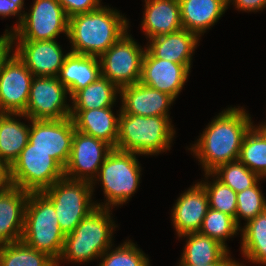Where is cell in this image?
<instances>
[{"mask_svg": "<svg viewBox=\"0 0 266 266\" xmlns=\"http://www.w3.org/2000/svg\"><path fill=\"white\" fill-rule=\"evenodd\" d=\"M237 107L230 106L215 116L196 143L188 148L200 162L204 173L238 160L243 138L253 122L243 107Z\"/></svg>", "mask_w": 266, "mask_h": 266, "instance_id": "6da1fadb", "label": "cell"}, {"mask_svg": "<svg viewBox=\"0 0 266 266\" xmlns=\"http://www.w3.org/2000/svg\"><path fill=\"white\" fill-rule=\"evenodd\" d=\"M129 21L109 6L73 15L69 18L70 52L100 57L128 32Z\"/></svg>", "mask_w": 266, "mask_h": 266, "instance_id": "7a4b0ae2", "label": "cell"}, {"mask_svg": "<svg viewBox=\"0 0 266 266\" xmlns=\"http://www.w3.org/2000/svg\"><path fill=\"white\" fill-rule=\"evenodd\" d=\"M111 209L97 207L76 228L65 235L62 255L57 262L84 263L98 259L113 246V231L117 225L111 218Z\"/></svg>", "mask_w": 266, "mask_h": 266, "instance_id": "3957f363", "label": "cell"}, {"mask_svg": "<svg viewBox=\"0 0 266 266\" xmlns=\"http://www.w3.org/2000/svg\"><path fill=\"white\" fill-rule=\"evenodd\" d=\"M172 120L163 116H139L125 114L119 116V135L116 148L138 155H159L170 150L175 137Z\"/></svg>", "mask_w": 266, "mask_h": 266, "instance_id": "277c9868", "label": "cell"}, {"mask_svg": "<svg viewBox=\"0 0 266 266\" xmlns=\"http://www.w3.org/2000/svg\"><path fill=\"white\" fill-rule=\"evenodd\" d=\"M21 241L56 262L62 255L65 235L59 228L53 203L42 192L29 193Z\"/></svg>", "mask_w": 266, "mask_h": 266, "instance_id": "5b68a950", "label": "cell"}, {"mask_svg": "<svg viewBox=\"0 0 266 266\" xmlns=\"http://www.w3.org/2000/svg\"><path fill=\"white\" fill-rule=\"evenodd\" d=\"M137 155L115 148L108 153L97 177L91 183L94 190L96 181L98 184L101 182L104 198H106L104 203L96 202L97 207L113 209L115 206L126 204L136 193L142 170Z\"/></svg>", "mask_w": 266, "mask_h": 266, "instance_id": "8992f818", "label": "cell"}, {"mask_svg": "<svg viewBox=\"0 0 266 266\" xmlns=\"http://www.w3.org/2000/svg\"><path fill=\"white\" fill-rule=\"evenodd\" d=\"M92 184L63 177L42 193L53 203L60 230L67 235L97 208Z\"/></svg>", "mask_w": 266, "mask_h": 266, "instance_id": "52a82bcc", "label": "cell"}, {"mask_svg": "<svg viewBox=\"0 0 266 266\" xmlns=\"http://www.w3.org/2000/svg\"><path fill=\"white\" fill-rule=\"evenodd\" d=\"M63 177L64 168L48 153L33 149L29 141L8 168L9 184L29 193L43 192Z\"/></svg>", "mask_w": 266, "mask_h": 266, "instance_id": "ba28073f", "label": "cell"}, {"mask_svg": "<svg viewBox=\"0 0 266 266\" xmlns=\"http://www.w3.org/2000/svg\"><path fill=\"white\" fill-rule=\"evenodd\" d=\"M68 26L69 17L58 0H34L12 38L17 41L55 40L61 33L68 36Z\"/></svg>", "mask_w": 266, "mask_h": 266, "instance_id": "9c48e42d", "label": "cell"}, {"mask_svg": "<svg viewBox=\"0 0 266 266\" xmlns=\"http://www.w3.org/2000/svg\"><path fill=\"white\" fill-rule=\"evenodd\" d=\"M137 43L127 32L99 57L101 75L119 89L140 80L146 47Z\"/></svg>", "mask_w": 266, "mask_h": 266, "instance_id": "30bf717a", "label": "cell"}, {"mask_svg": "<svg viewBox=\"0 0 266 266\" xmlns=\"http://www.w3.org/2000/svg\"><path fill=\"white\" fill-rule=\"evenodd\" d=\"M68 89L58 77H36L31 82L29 99L23 112L29 119L61 120L71 115Z\"/></svg>", "mask_w": 266, "mask_h": 266, "instance_id": "8fae6325", "label": "cell"}, {"mask_svg": "<svg viewBox=\"0 0 266 266\" xmlns=\"http://www.w3.org/2000/svg\"><path fill=\"white\" fill-rule=\"evenodd\" d=\"M112 149L105 141L75 130L64 177L92 183Z\"/></svg>", "mask_w": 266, "mask_h": 266, "instance_id": "7c38bea8", "label": "cell"}, {"mask_svg": "<svg viewBox=\"0 0 266 266\" xmlns=\"http://www.w3.org/2000/svg\"><path fill=\"white\" fill-rule=\"evenodd\" d=\"M30 121L29 142L33 149L42 150L54 158L63 168L68 162L75 125L71 117L61 120Z\"/></svg>", "mask_w": 266, "mask_h": 266, "instance_id": "4fadbf2b", "label": "cell"}, {"mask_svg": "<svg viewBox=\"0 0 266 266\" xmlns=\"http://www.w3.org/2000/svg\"><path fill=\"white\" fill-rule=\"evenodd\" d=\"M34 75L14 51L0 68V113L26 110Z\"/></svg>", "mask_w": 266, "mask_h": 266, "instance_id": "5bb4252c", "label": "cell"}, {"mask_svg": "<svg viewBox=\"0 0 266 266\" xmlns=\"http://www.w3.org/2000/svg\"><path fill=\"white\" fill-rule=\"evenodd\" d=\"M191 67V65H182L155 58L146 49L139 82L166 93L176 100L188 80Z\"/></svg>", "mask_w": 266, "mask_h": 266, "instance_id": "9a60e30c", "label": "cell"}, {"mask_svg": "<svg viewBox=\"0 0 266 266\" xmlns=\"http://www.w3.org/2000/svg\"><path fill=\"white\" fill-rule=\"evenodd\" d=\"M16 42V43H15ZM16 55L36 77H58L68 53L55 40L16 41L13 40Z\"/></svg>", "mask_w": 266, "mask_h": 266, "instance_id": "2e32d148", "label": "cell"}, {"mask_svg": "<svg viewBox=\"0 0 266 266\" xmlns=\"http://www.w3.org/2000/svg\"><path fill=\"white\" fill-rule=\"evenodd\" d=\"M208 209V195L199 182L180 194L171 209V220L178 237L199 232Z\"/></svg>", "mask_w": 266, "mask_h": 266, "instance_id": "e0dca14e", "label": "cell"}, {"mask_svg": "<svg viewBox=\"0 0 266 266\" xmlns=\"http://www.w3.org/2000/svg\"><path fill=\"white\" fill-rule=\"evenodd\" d=\"M119 96L123 113L146 117L163 116L170 119L168 111L175 101L170 95L140 82L122 87Z\"/></svg>", "mask_w": 266, "mask_h": 266, "instance_id": "ac0fdd59", "label": "cell"}, {"mask_svg": "<svg viewBox=\"0 0 266 266\" xmlns=\"http://www.w3.org/2000/svg\"><path fill=\"white\" fill-rule=\"evenodd\" d=\"M28 196L10 184L0 190V245L21 241Z\"/></svg>", "mask_w": 266, "mask_h": 266, "instance_id": "d6986e66", "label": "cell"}, {"mask_svg": "<svg viewBox=\"0 0 266 266\" xmlns=\"http://www.w3.org/2000/svg\"><path fill=\"white\" fill-rule=\"evenodd\" d=\"M113 107L91 110H71L75 130L108 143L116 148L119 135V114L114 115ZM118 116V117H117Z\"/></svg>", "mask_w": 266, "mask_h": 266, "instance_id": "ffe728a7", "label": "cell"}, {"mask_svg": "<svg viewBox=\"0 0 266 266\" xmlns=\"http://www.w3.org/2000/svg\"><path fill=\"white\" fill-rule=\"evenodd\" d=\"M200 40L197 34L182 28L176 32L149 39L146 49L155 58L192 65L193 52Z\"/></svg>", "mask_w": 266, "mask_h": 266, "instance_id": "44dd1931", "label": "cell"}, {"mask_svg": "<svg viewBox=\"0 0 266 266\" xmlns=\"http://www.w3.org/2000/svg\"><path fill=\"white\" fill-rule=\"evenodd\" d=\"M141 27L146 39L182 29L179 0H144Z\"/></svg>", "mask_w": 266, "mask_h": 266, "instance_id": "7402d4cb", "label": "cell"}, {"mask_svg": "<svg viewBox=\"0 0 266 266\" xmlns=\"http://www.w3.org/2000/svg\"><path fill=\"white\" fill-rule=\"evenodd\" d=\"M182 28L199 37L228 9L227 0H179Z\"/></svg>", "mask_w": 266, "mask_h": 266, "instance_id": "603a6c76", "label": "cell"}, {"mask_svg": "<svg viewBox=\"0 0 266 266\" xmlns=\"http://www.w3.org/2000/svg\"><path fill=\"white\" fill-rule=\"evenodd\" d=\"M101 76L98 57L68 52L58 79L68 89L69 98Z\"/></svg>", "mask_w": 266, "mask_h": 266, "instance_id": "cb8c5ba5", "label": "cell"}, {"mask_svg": "<svg viewBox=\"0 0 266 266\" xmlns=\"http://www.w3.org/2000/svg\"><path fill=\"white\" fill-rule=\"evenodd\" d=\"M17 117L24 113H0V161L9 168L18 158L29 140V125L20 122Z\"/></svg>", "mask_w": 266, "mask_h": 266, "instance_id": "d4e9b609", "label": "cell"}, {"mask_svg": "<svg viewBox=\"0 0 266 266\" xmlns=\"http://www.w3.org/2000/svg\"><path fill=\"white\" fill-rule=\"evenodd\" d=\"M179 265H205L217 262L228 250L216 240L200 232L188 233Z\"/></svg>", "mask_w": 266, "mask_h": 266, "instance_id": "484cf974", "label": "cell"}, {"mask_svg": "<svg viewBox=\"0 0 266 266\" xmlns=\"http://www.w3.org/2000/svg\"><path fill=\"white\" fill-rule=\"evenodd\" d=\"M120 89L102 75L71 98V110H91L113 107Z\"/></svg>", "mask_w": 266, "mask_h": 266, "instance_id": "4316f807", "label": "cell"}, {"mask_svg": "<svg viewBox=\"0 0 266 266\" xmlns=\"http://www.w3.org/2000/svg\"><path fill=\"white\" fill-rule=\"evenodd\" d=\"M241 234V253L248 262L266 265V210L248 221Z\"/></svg>", "mask_w": 266, "mask_h": 266, "instance_id": "83f0119b", "label": "cell"}, {"mask_svg": "<svg viewBox=\"0 0 266 266\" xmlns=\"http://www.w3.org/2000/svg\"><path fill=\"white\" fill-rule=\"evenodd\" d=\"M0 266H57V262L19 241L0 245Z\"/></svg>", "mask_w": 266, "mask_h": 266, "instance_id": "f1b7e54d", "label": "cell"}, {"mask_svg": "<svg viewBox=\"0 0 266 266\" xmlns=\"http://www.w3.org/2000/svg\"><path fill=\"white\" fill-rule=\"evenodd\" d=\"M238 160L261 179L266 178V139L253 126L243 138Z\"/></svg>", "mask_w": 266, "mask_h": 266, "instance_id": "f546056e", "label": "cell"}, {"mask_svg": "<svg viewBox=\"0 0 266 266\" xmlns=\"http://www.w3.org/2000/svg\"><path fill=\"white\" fill-rule=\"evenodd\" d=\"M240 228L232 216L209 208L199 232L216 240L229 251L226 240L237 235Z\"/></svg>", "mask_w": 266, "mask_h": 266, "instance_id": "4dcf8cb0", "label": "cell"}, {"mask_svg": "<svg viewBox=\"0 0 266 266\" xmlns=\"http://www.w3.org/2000/svg\"><path fill=\"white\" fill-rule=\"evenodd\" d=\"M211 173L236 193L253 187L261 179L239 160L221 164Z\"/></svg>", "mask_w": 266, "mask_h": 266, "instance_id": "1f68e13d", "label": "cell"}, {"mask_svg": "<svg viewBox=\"0 0 266 266\" xmlns=\"http://www.w3.org/2000/svg\"><path fill=\"white\" fill-rule=\"evenodd\" d=\"M206 180L199 183L208 195L209 208L224 212L235 218L237 210V193L219 181L212 173H205ZM212 177L213 182H209ZM203 181V182H202Z\"/></svg>", "mask_w": 266, "mask_h": 266, "instance_id": "d6a6232c", "label": "cell"}, {"mask_svg": "<svg viewBox=\"0 0 266 266\" xmlns=\"http://www.w3.org/2000/svg\"><path fill=\"white\" fill-rule=\"evenodd\" d=\"M112 248H108L99 257V266H151L149 257L129 239Z\"/></svg>", "mask_w": 266, "mask_h": 266, "instance_id": "836d02e7", "label": "cell"}, {"mask_svg": "<svg viewBox=\"0 0 266 266\" xmlns=\"http://www.w3.org/2000/svg\"><path fill=\"white\" fill-rule=\"evenodd\" d=\"M260 181L261 179L253 187L237 193L235 221L239 227L241 218L247 223L266 210V198L259 187Z\"/></svg>", "mask_w": 266, "mask_h": 266, "instance_id": "e575fe53", "label": "cell"}, {"mask_svg": "<svg viewBox=\"0 0 266 266\" xmlns=\"http://www.w3.org/2000/svg\"><path fill=\"white\" fill-rule=\"evenodd\" d=\"M70 18L79 13H87L99 9L102 0H58Z\"/></svg>", "mask_w": 266, "mask_h": 266, "instance_id": "d590c367", "label": "cell"}, {"mask_svg": "<svg viewBox=\"0 0 266 266\" xmlns=\"http://www.w3.org/2000/svg\"><path fill=\"white\" fill-rule=\"evenodd\" d=\"M24 9V0H0V16L3 18L18 16V21L16 25L9 29V33H13L21 24L25 10ZM22 12V13H21Z\"/></svg>", "mask_w": 266, "mask_h": 266, "instance_id": "8d00e7d4", "label": "cell"}, {"mask_svg": "<svg viewBox=\"0 0 266 266\" xmlns=\"http://www.w3.org/2000/svg\"><path fill=\"white\" fill-rule=\"evenodd\" d=\"M228 6L232 3L239 11L258 12L266 8V0H227Z\"/></svg>", "mask_w": 266, "mask_h": 266, "instance_id": "74e56055", "label": "cell"}, {"mask_svg": "<svg viewBox=\"0 0 266 266\" xmlns=\"http://www.w3.org/2000/svg\"><path fill=\"white\" fill-rule=\"evenodd\" d=\"M13 38L12 34L5 30V33L0 36V68L4 60L13 51Z\"/></svg>", "mask_w": 266, "mask_h": 266, "instance_id": "f35d334b", "label": "cell"}, {"mask_svg": "<svg viewBox=\"0 0 266 266\" xmlns=\"http://www.w3.org/2000/svg\"><path fill=\"white\" fill-rule=\"evenodd\" d=\"M230 251H227L217 262L205 264V265H198V266H246L243 263H239L236 260L231 258ZM177 266H193V265H177Z\"/></svg>", "mask_w": 266, "mask_h": 266, "instance_id": "ab89813d", "label": "cell"}, {"mask_svg": "<svg viewBox=\"0 0 266 266\" xmlns=\"http://www.w3.org/2000/svg\"><path fill=\"white\" fill-rule=\"evenodd\" d=\"M8 184V168L0 161V190Z\"/></svg>", "mask_w": 266, "mask_h": 266, "instance_id": "60d3db41", "label": "cell"}, {"mask_svg": "<svg viewBox=\"0 0 266 266\" xmlns=\"http://www.w3.org/2000/svg\"><path fill=\"white\" fill-rule=\"evenodd\" d=\"M253 127L266 139V123L263 122L261 124H259V126L257 125H254L253 124Z\"/></svg>", "mask_w": 266, "mask_h": 266, "instance_id": "b9f144b4", "label": "cell"}]
</instances>
